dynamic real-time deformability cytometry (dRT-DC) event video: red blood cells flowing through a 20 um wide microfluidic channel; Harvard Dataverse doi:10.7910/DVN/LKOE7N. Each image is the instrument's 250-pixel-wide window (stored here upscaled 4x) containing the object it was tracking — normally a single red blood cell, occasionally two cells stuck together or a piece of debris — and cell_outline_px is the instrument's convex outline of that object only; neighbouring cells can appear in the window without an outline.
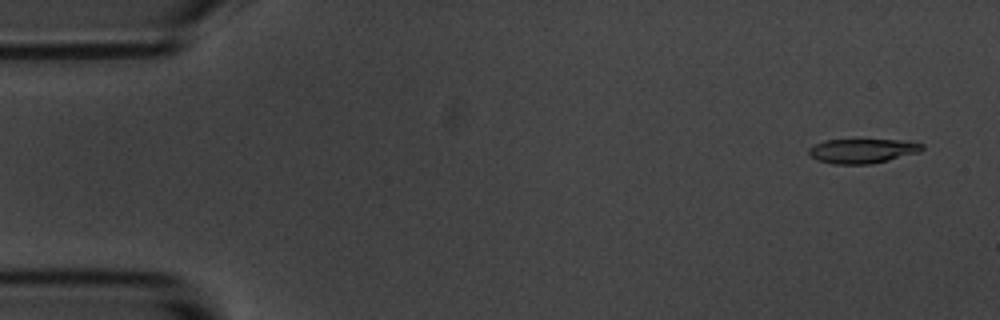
{"species": "common noctule bat (a hibernating species)", "species_latin": "Nyctalus noctula", "temperature_condition": "room temperature", "stored_images_in_passage": 57, "camera_frame_rate_fps": 3000, "um_per_image_px": 0.085, "animal": {"sex": "male", "body_mass_g": 20.1, "forearm_length_mm": 53.5}, "frame": {"image": 1, "passage_image": 3, "time_ms": 0.667, "image_size_px": [1000, 320], "cell_outline_px": [[924, 148], [920, 152], [872, 164], [832, 164], [816, 160], [808, 152], [808, 148], [824, 140], [908, 140], [924, 144]], "centroid_in_image_um": [73.33, 12.83], "position_along_channel_um": 11.7, "area_um2": 16.24}}
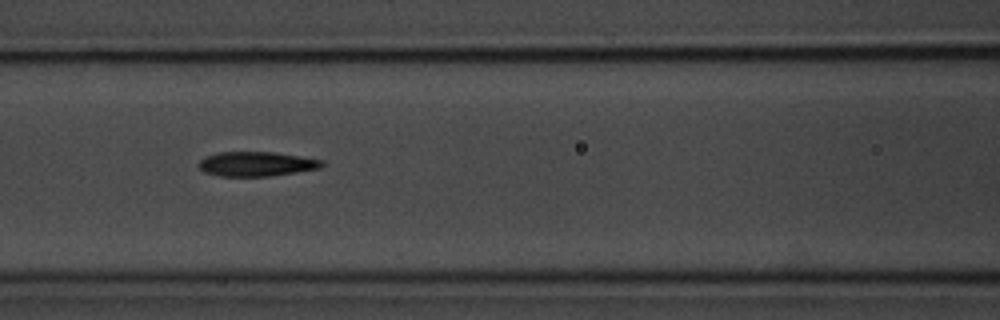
{"frame": {"image": 2, "passage_image": 24, "time_ms": 7.667, "image_size_px": [1000, 320], "cell_outline_px": [[324, 164], [320, 168], [272, 176], [220, 176], [204, 172], [200, 168], [200, 160], [204, 156], [220, 152], [272, 152], [324, 160]], "centroid_in_image_um": [21.8, 13.94], "position_along_channel_um": 144.8, "area_um2": 17.51}}
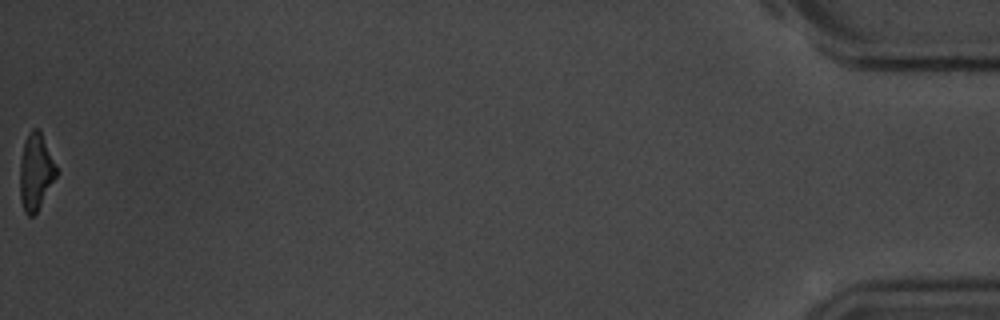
{"frame": {"image": 3, "passage_image": 57, "time_ms": 18.667, "image_size_px": [1000, 320], "cell_outline_px": [[60, 172], [36, 212], [32, 216], [28, 216], [24, 212], [20, 200], [20, 160], [24, 140], [28, 132], [32, 128], [40, 128]], "centroid_in_image_um": [3.06, 14.56], "position_along_channel_um": 432.1, "area_um2": 16.76}, "authors_computed_cell_mechanics": {"area_um2": 17.5134, "velocity_mm_per_s": 3.5302, "shape_relaxation_time_tau1_ms": 2.9476, "shape_relaxation_time_tau2_ms": 4.4696, "deformation_change_tau1": 0.1729, "deformation_change_tau2": 0.1332}}